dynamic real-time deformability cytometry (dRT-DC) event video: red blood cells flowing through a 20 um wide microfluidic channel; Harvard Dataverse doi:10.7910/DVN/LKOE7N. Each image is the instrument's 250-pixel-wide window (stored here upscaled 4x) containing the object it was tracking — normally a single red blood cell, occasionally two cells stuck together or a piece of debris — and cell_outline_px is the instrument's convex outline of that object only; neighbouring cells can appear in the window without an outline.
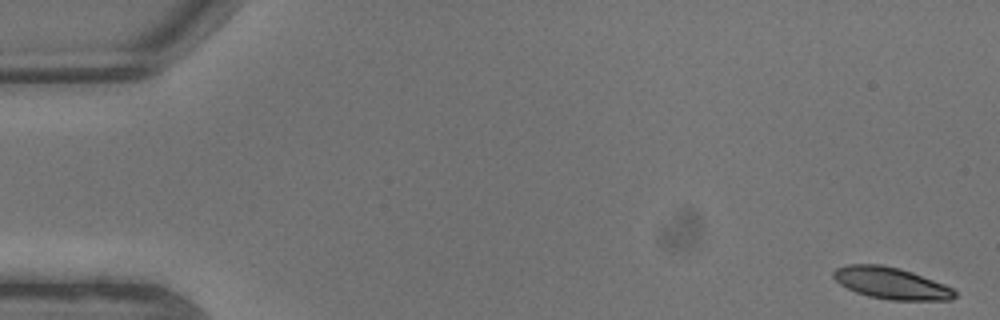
{"species": "common noctule bat (a hibernating species)", "species_latin": "Nyctalus noctula", "temperature_condition": "warm", "stored_images_in_passage": 8, "camera_frame_rate_fps": 3000, "um_per_image_px": 0.085, "animal": {"sex": "male", "body_mass_g": 13.3}, "frame": {"image": 1, "passage_image": 1, "time_ms": 0.0, "image_size_px": [1000, 320], "cell_outline_px": [[956, 296], [952, 300], [888, 300], [868, 296], [856, 292], [840, 284], [832, 276], [832, 272], [836, 268], [848, 264], [880, 264], [900, 268], [912, 272], [944, 284], [952, 288], [956, 292]], "centroid_in_image_um": [75.74, 24.07], "position_along_channel_um": 9.3, "area_um2": 22.43}}
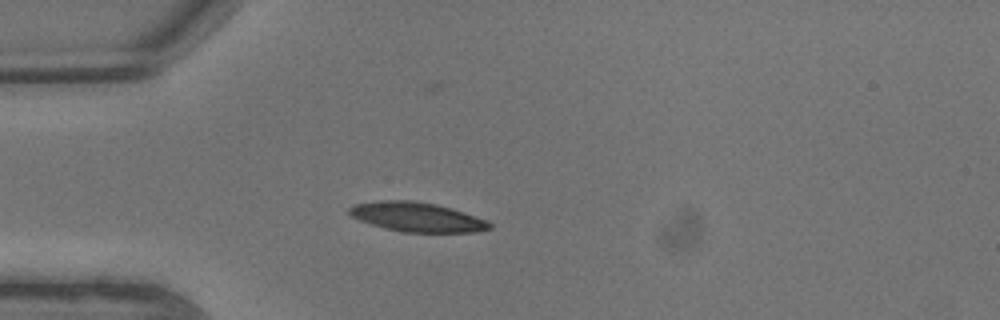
{"frame": {"image": 2, "passage_image": 6, "time_ms": 1.667, "image_size_px": [1000, 320], "cell_outline_px": [[492, 228], [476, 232], [400, 232], [384, 228], [360, 220], [352, 216], [348, 212], [348, 208], [352, 204], [376, 200], [412, 200], [436, 204], [452, 208], [488, 220], [492, 224]], "centroid_in_image_um": [35.44, 18.44], "position_along_channel_um": 49.6, "area_um2": 24.28}}